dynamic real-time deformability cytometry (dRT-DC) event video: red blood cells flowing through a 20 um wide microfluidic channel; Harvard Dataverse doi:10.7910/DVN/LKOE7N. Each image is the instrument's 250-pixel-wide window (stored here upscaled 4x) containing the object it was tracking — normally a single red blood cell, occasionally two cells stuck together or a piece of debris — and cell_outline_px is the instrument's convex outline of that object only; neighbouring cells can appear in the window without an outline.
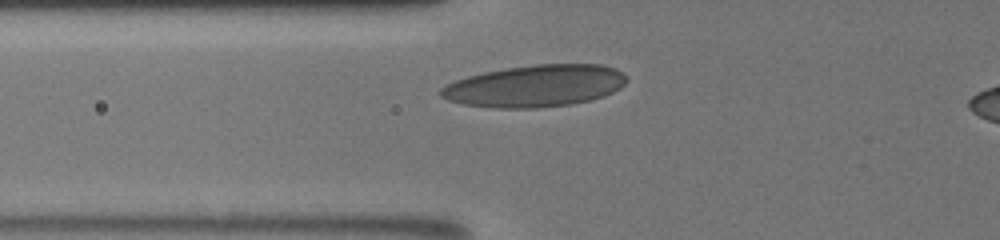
{"species": "human", "species_latin": "Homo sapiens", "temperature_condition": "room temperature", "stored_images_in_passage": 33, "camera_frame_rate_fps": 3000, "um_per_image_px": 0.085, "donor": {"sex": "male"}, "frame": {"image": 1, "passage_image": 5, "time_ms": 1.333, "image_size_px": [1000, 240], "cell_outline_px": [[628, 80], [620, 88], [604, 96], [572, 104], [536, 108], [492, 108], [464, 104], [448, 100], [440, 96], [440, 88], [444, 84], [468, 76], [484, 72], [508, 68], [536, 64], [604, 64], [616, 68], [624, 72], [628, 76]], "centroid_in_image_um": [45.51, 7.3], "position_along_channel_um": 80.3, "area_um2": 45.66}}
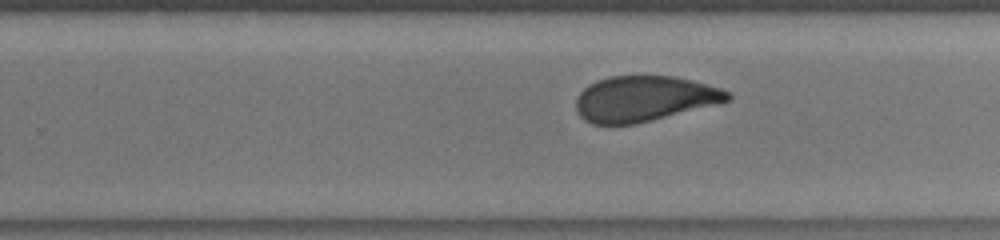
{"frame": {"image": 2, "passage_image": 20, "time_ms": 6.333, "image_size_px": [1000, 240], "cell_outline_px": [[732, 100], [636, 124], [592, 124], [584, 120], [576, 112], [576, 96], [588, 84], [596, 80], [608, 76], [672, 76], [692, 80], [720, 88], [728, 92], [732, 96]], "centroid_in_image_um": [54.71, 8.39], "position_along_channel_um": 275.1, "area_um2": 40.23}}
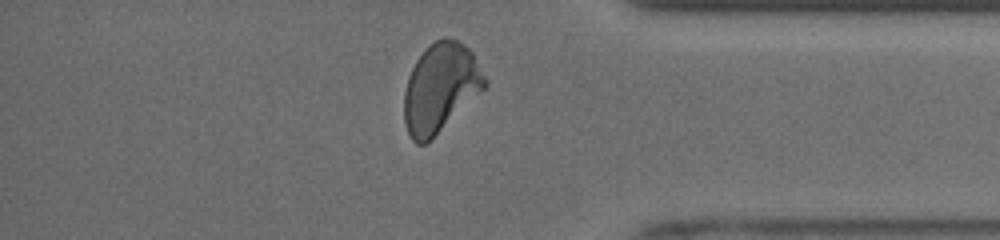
{"frame": {"image": 3, "passage_image": 30, "time_ms": 9.667, "image_size_px": [1000, 240], "cell_outline_px": [[488, 84], [484, 88], [424, 144], [416, 144], [412, 140], [404, 124], [404, 92], [408, 76], [416, 60], [436, 40], [444, 36], [448, 36], [464, 44], [472, 52], [488, 80]], "centroid_in_image_um": [37.42, 7.43], "position_along_channel_um": 397.8, "area_um2": 40.98}, "authors_computed_cell_mechanics": {"area_um2": 41.4426, "velocity_mm_per_s": 3.936, "shape_relaxation_time_tau1_ms": 10.7061, "shape_relaxation_time_tau2_ms": 1.002, "deformation_change_tau1": 0.245, "deformation_change_tau2": 0.0825}}